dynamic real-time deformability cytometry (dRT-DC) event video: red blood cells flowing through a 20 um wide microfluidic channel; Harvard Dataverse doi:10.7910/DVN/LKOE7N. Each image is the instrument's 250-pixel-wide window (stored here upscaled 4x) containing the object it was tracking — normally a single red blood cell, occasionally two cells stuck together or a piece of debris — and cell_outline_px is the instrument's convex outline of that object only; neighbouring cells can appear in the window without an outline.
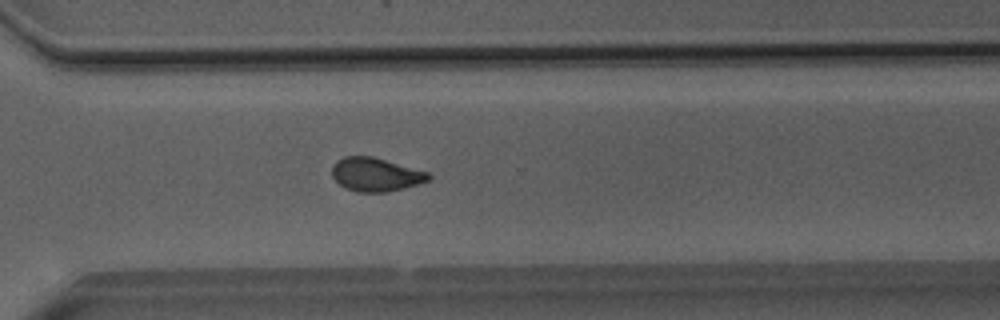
{"species": "Egyptian fruit bat (a non-hibernating species)", "species_latin": "Rousettus aegyptiacus", "temperature_condition": "room temperature", "stored_images_in_passage": 51, "camera_frame_rate_fps": 3000, "um_per_image_px": 0.085, "animal": {"sex": "male"}, "frame": {"image": 1, "passage_image": 37, "time_ms": 12.0, "image_size_px": [1000, 320], "cell_outline_px": [[432, 176], [428, 180], [420, 184], [404, 188], [384, 192], [356, 192], [344, 188], [332, 176], [332, 168], [336, 160], [344, 156], [372, 156], [428, 172]], "centroid_in_image_um": [31.92, 14.84], "position_along_channel_um": 338.7, "area_um2": 18.9}}
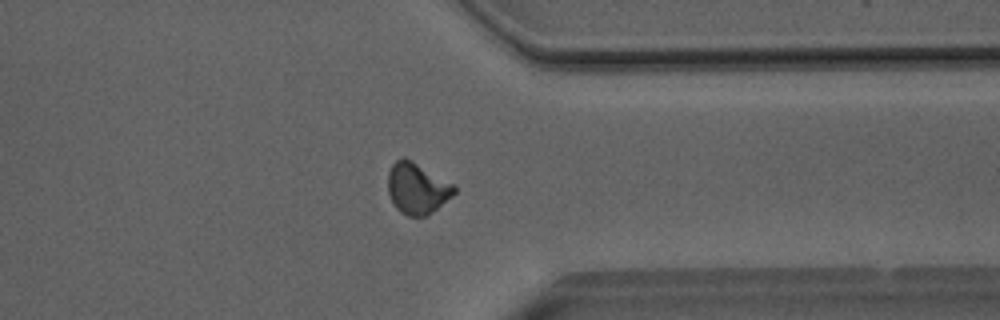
{"frame": {"image": 2, "passage_image": 40, "time_ms": 13.0, "image_size_px": [1000, 320], "cell_outline_px": [[456, 192], [452, 196], [428, 216], [408, 216], [400, 212], [396, 208], [388, 192], [388, 172], [392, 164], [396, 160], [404, 156], [412, 160], [456, 184]], "centroid_in_image_um": [35.48, 15.99], "position_along_channel_um": 375.9, "area_um2": 20.06}}
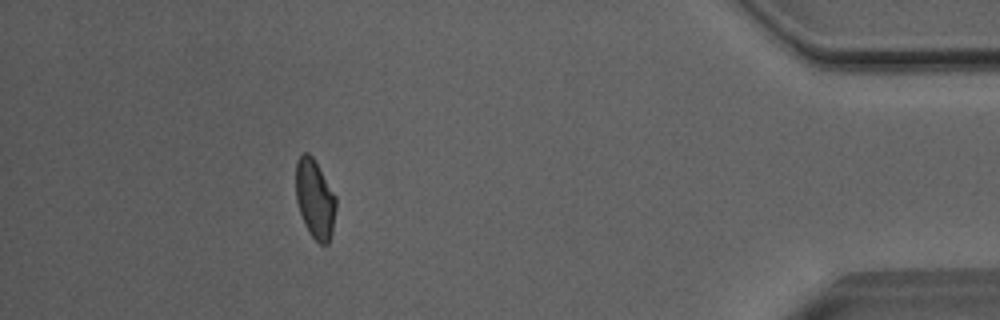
{"frame": {"image": 3, "passage_image": 46, "time_ms": 15.0, "image_size_px": [1000, 320], "cell_outline_px": [[336, 208], [332, 232], [328, 244], [320, 244], [308, 232], [304, 224], [296, 200], [296, 160], [304, 152], [308, 152], [312, 156], [336, 196]], "centroid_in_image_um": [26.76, 16.92], "position_along_channel_um": 408.4, "area_um2": 18.44}, "authors_computed_cell_mechanics": {"area_um2": 19.363, "velocity_mm_per_s": 4.0799, "shape_relaxation_time_tau1_ms": 5.9039, "shape_relaxation_time_tau2_ms": 2.4738, "deformation_change_tau1": 0.1246, "deformation_change_tau2": 0.0776}}